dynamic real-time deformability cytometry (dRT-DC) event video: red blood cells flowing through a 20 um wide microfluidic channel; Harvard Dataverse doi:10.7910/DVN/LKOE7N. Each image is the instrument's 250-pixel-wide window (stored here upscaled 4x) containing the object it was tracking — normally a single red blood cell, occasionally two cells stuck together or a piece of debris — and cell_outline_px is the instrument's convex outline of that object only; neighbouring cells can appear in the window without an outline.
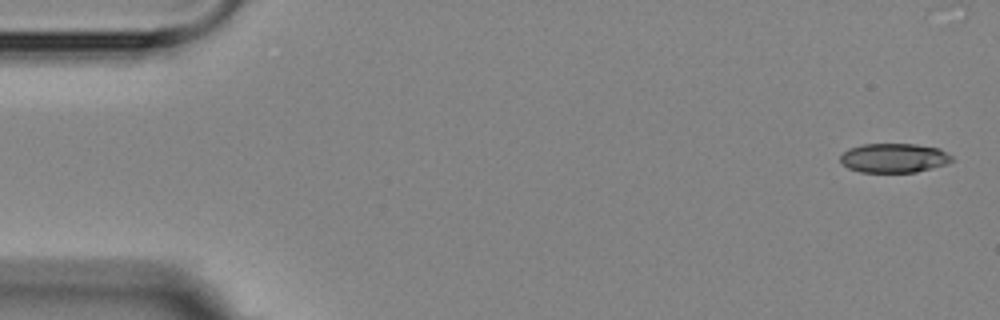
{"species": "Egyptian fruit bat (a non-hibernating species)", "species_latin": "Rousettus aegyptiacus", "temperature_condition": "room temperature", "stored_images_in_passage": 9, "camera_frame_rate_fps": 3000, "um_per_image_px": 0.085, "animal": {"sex": "female"}, "frame": {"image": 1, "passage_image": 1, "time_ms": 0.0, "image_size_px": [1000, 320], "cell_outline_px": [[952, 160], [948, 164], [916, 172], [860, 172], [848, 168], [840, 160], [840, 156], [848, 148], [864, 144], [916, 144], [940, 148], [948, 152], [952, 156]], "centroid_in_image_um": [76.02, 13.42], "position_along_channel_um": 9.0, "area_um2": 19.13}}
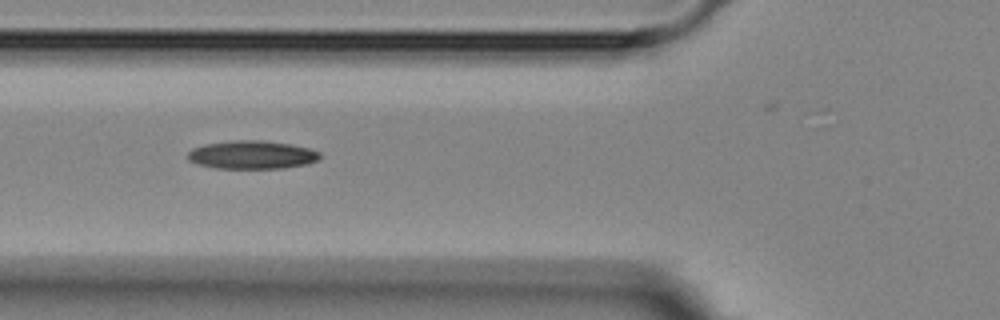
{"frame": {"image": 2, "passage_image": 6, "time_ms": 6.0, "image_size_px": [1000, 320], "cell_outline_px": [[320, 156], [316, 160], [308, 164], [284, 168], [216, 168], [200, 164], [188, 160], [188, 152], [192, 148], [204, 144], [232, 140], [260, 140], [288, 144], [308, 148], [320, 152]], "centroid_in_image_um": [21.4, 13.15], "position_along_channel_um": 104.4, "area_um2": 21.62}}
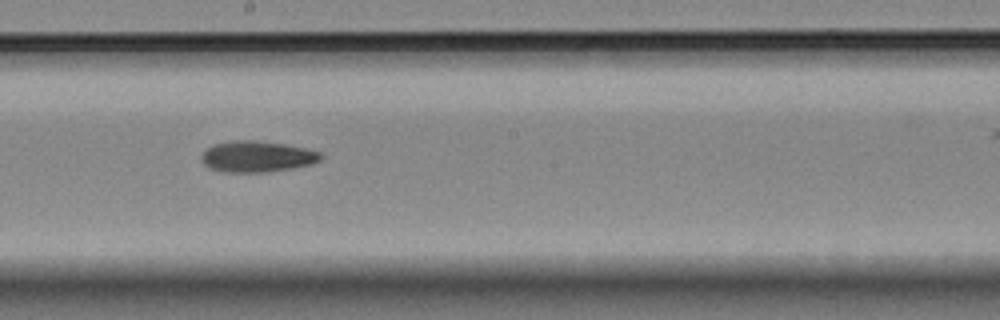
{"frame": {"image": 3, "passage_image": 9, "time_ms": 9.333, "image_size_px": [1000, 320], "cell_outline_px": [[324, 156], [320, 160], [312, 164], [292, 168], [264, 172], [224, 172], [208, 168], [200, 160], [200, 156], [208, 148], [216, 144], [236, 140], [252, 140], [284, 144], [304, 148], [320, 152]], "centroid_in_image_um": [21.84, 13.31], "position_along_channel_um": 226.4, "area_um2": 21.5}}